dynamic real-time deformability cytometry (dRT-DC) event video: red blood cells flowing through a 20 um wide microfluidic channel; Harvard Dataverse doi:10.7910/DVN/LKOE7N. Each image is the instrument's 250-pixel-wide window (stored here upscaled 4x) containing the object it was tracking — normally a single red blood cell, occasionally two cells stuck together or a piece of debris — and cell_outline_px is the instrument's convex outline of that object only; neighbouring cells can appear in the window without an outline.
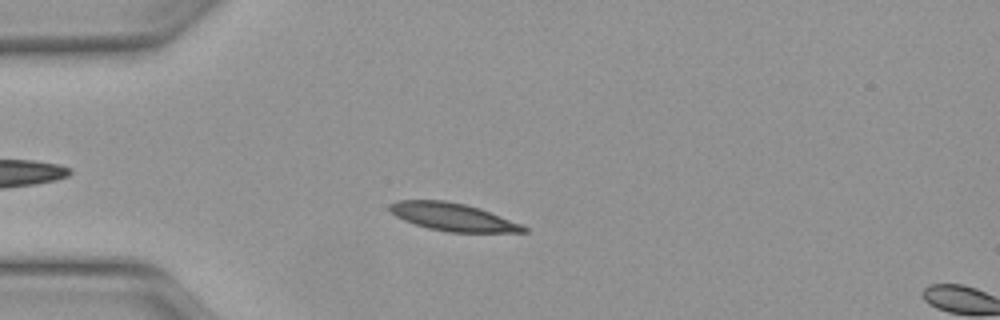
{"species": "Egyptian fruit bat (a non-hibernating species)", "species_latin": "Rousettus aegyptiacus", "temperature_condition": "warm", "stored_images_in_passage": 12, "camera_frame_rate_fps": 3000, "um_per_image_px": 0.085, "animal": {"sex": "female"}, "frame": {"image": 1, "passage_image": 10, "time_ms": 3.0, "image_size_px": [1000, 320], "cell_outline_px": [[528, 232], [448, 232], [428, 228], [404, 220], [396, 216], [388, 208], [388, 204], [396, 200], [444, 200], [464, 204], [480, 208], [524, 224], [528, 228]], "centroid_in_image_um": [38.52, 18.44], "position_along_channel_um": 46.5, "area_um2": 21.79}}